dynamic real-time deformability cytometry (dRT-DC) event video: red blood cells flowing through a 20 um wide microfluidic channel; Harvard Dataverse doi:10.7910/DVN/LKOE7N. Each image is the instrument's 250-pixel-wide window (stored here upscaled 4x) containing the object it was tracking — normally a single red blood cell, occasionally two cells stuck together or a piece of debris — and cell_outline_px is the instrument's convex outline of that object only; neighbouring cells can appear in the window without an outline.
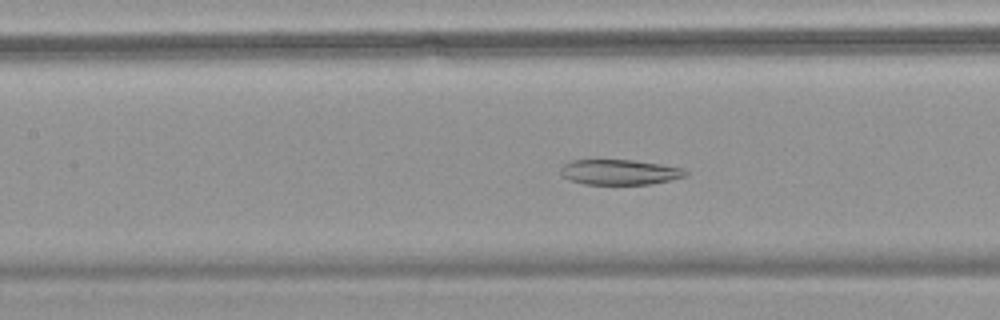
{"species": "common noctule bat (a hibernating species)", "species_latin": "Nyctalus noctula", "temperature_condition": "warm", "stored_images_in_passage": 49, "camera_frame_rate_fps": 3000, "um_per_image_px": 0.085, "animal": {"sex": "female", "body_mass_g": 18.4}, "frame": {"image": 1, "passage_image": 19, "time_ms": 6.0, "image_size_px": [1000, 320], "cell_outline_px": [[688, 176], [652, 184], [584, 184], [568, 180], [560, 172], [560, 168], [564, 164], [572, 160], [632, 160], [660, 164], [684, 168], [688, 172]], "centroid_in_image_um": [52.69, 14.63], "position_along_channel_um": 154.7, "area_um2": 18.44}}
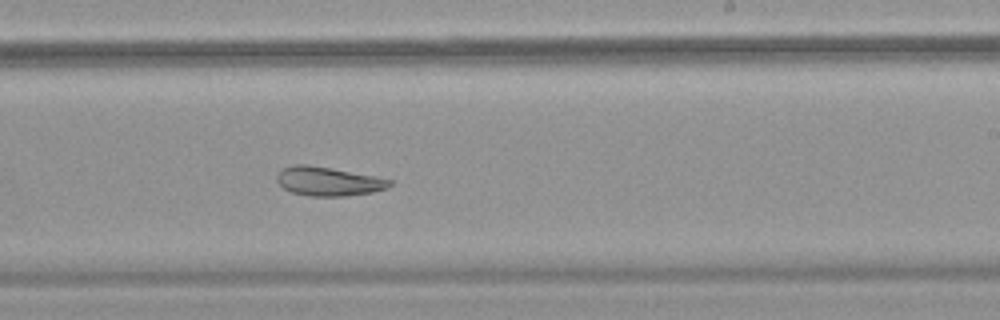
{"frame": {"image": 2, "passage_image": 28, "time_ms": 9.0, "image_size_px": [1000, 320], "cell_outline_px": [[392, 184], [388, 188], [372, 192], [344, 196], [308, 196], [292, 192], [284, 188], [276, 180], [276, 176], [284, 168], [292, 164], [308, 164], [372, 176], [392, 180]], "centroid_in_image_um": [27.89, 15.42], "position_along_channel_um": 261.1, "area_um2": 18.79}}
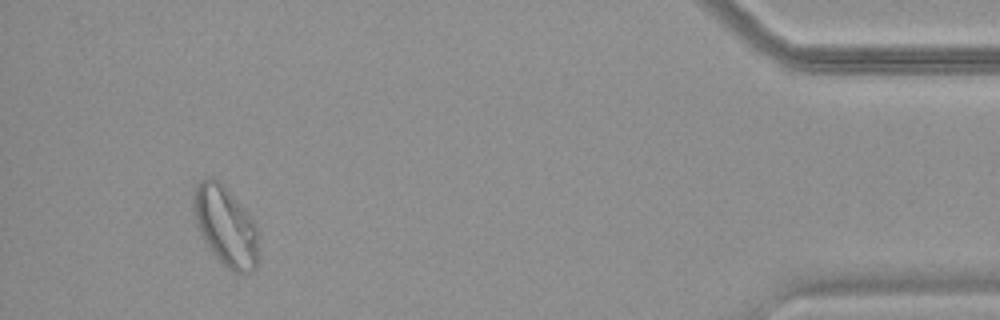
{"frame": {"image": 3, "passage_image": 46, "time_ms": 15.0, "image_size_px": [1000, 320], "cell_outline_px": [[260, 256], [256, 268], [252, 272], [236, 272], [228, 268], [212, 252], [200, 232], [196, 224], [192, 200], [196, 184], [200, 180], [208, 176], [212, 176], [244, 208], [256, 224], [260, 232]], "centroid_in_image_um": [19.23, 19.25], "position_along_channel_um": 416.0, "area_um2": 30.29}, "authors_computed_cell_mechanics": {"area_um2": 24.276, "velocity_mm_per_s": 3.5588, "shape_relaxation_time_tau1_ms": null, "shape_relaxation_time_tau2_ms": 4.1179, "deformation_change_tau1": null, "deformation_change_tau2": 0.0974}}